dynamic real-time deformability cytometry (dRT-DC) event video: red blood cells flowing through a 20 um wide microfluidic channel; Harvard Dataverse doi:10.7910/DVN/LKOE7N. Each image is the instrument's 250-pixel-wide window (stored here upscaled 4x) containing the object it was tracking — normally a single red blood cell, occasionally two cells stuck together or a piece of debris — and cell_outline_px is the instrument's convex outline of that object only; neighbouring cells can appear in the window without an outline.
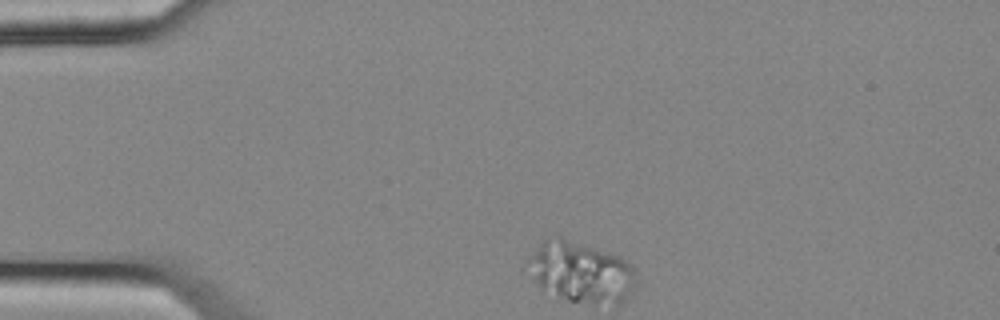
{"species": "common noctule bat (a hibernating species)", "species_latin": "Nyctalus noctula", "temperature_condition": "cold", "stored_images_in_passage": 46, "camera_frame_rate_fps": 3000, "um_per_image_px": 0.085, "animal": {"sex": "female", "body_mass_g": 25.1}, "frame": {"image": 1, "passage_image": 1, "time_ms": 0.0, "image_size_px": [1000, 320], "cell_outline_px": [[640, 280], [632, 292], [620, 304], [592, 304], [568, 300], [540, 288], [532, 280], [528, 260], [540, 244], [544, 240], [560, 236], [616, 256], [632, 264]], "centroid_in_image_um": [49.44, 23.17], "position_along_channel_um": 35.6, "area_um2": 38.26}}
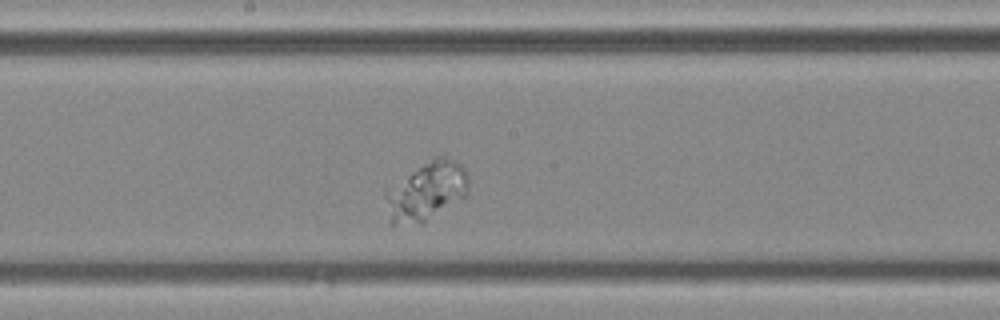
{"frame": {"image": 2, "passage_image": 20, "time_ms": 6.333, "image_size_px": [1000, 320], "cell_outline_px": [[468, 196], [424, 220], [392, 224], [388, 224], [384, 196], [384, 188], [436, 156], [444, 156], [460, 164], [464, 168], [468, 176]], "centroid_in_image_um": [36.21, 16.23], "position_along_channel_um": 212.0, "area_um2": 28.09}}
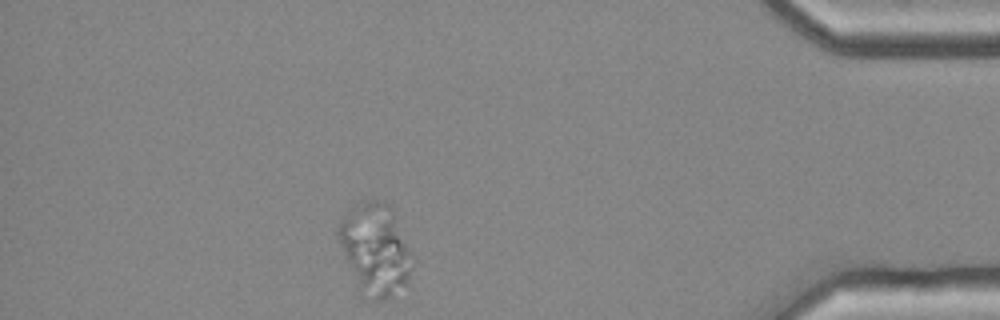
{"frame": {"image": 3, "passage_image": 40, "time_ms": 13.0, "image_size_px": [1000, 320], "cell_outline_px": [[412, 268], [408, 284], [392, 296], [384, 300], [380, 300], [360, 292], [356, 284], [340, 244], [336, 232], [336, 224], [340, 216], [348, 208], [364, 200], [384, 200], [392, 204], [408, 252]], "centroid_in_image_um": [31.85, 21.11], "position_along_channel_um": 403.4, "area_um2": 39.25}}